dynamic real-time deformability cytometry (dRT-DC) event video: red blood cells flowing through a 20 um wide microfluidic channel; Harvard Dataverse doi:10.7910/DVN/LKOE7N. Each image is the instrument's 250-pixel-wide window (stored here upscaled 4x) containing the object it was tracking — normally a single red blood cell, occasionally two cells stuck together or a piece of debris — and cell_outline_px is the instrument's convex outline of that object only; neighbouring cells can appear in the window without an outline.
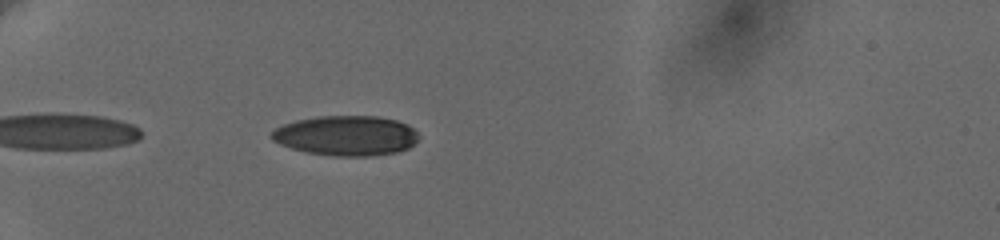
{"species": "human", "species_latin": "Homo sapiens", "temperature_condition": "cold", "stored_images_in_passage": 43, "camera_frame_rate_fps": 3000, "um_per_image_px": 0.085, "donor": {"sex": "female"}, "frame": {"image": 1, "passage_image": 4, "time_ms": 1.0, "image_size_px": [1000, 240], "cell_outline_px": [[420, 136], [408, 148], [396, 152], [372, 156], [336, 156], [308, 152], [292, 148], [280, 144], [272, 140], [268, 136], [276, 128], [284, 124], [296, 120], [316, 116], [376, 116], [396, 120], [408, 124]], "centroid_in_image_um": [29.41, 11.52], "position_along_channel_um": 55.6, "area_um2": 34.22}}
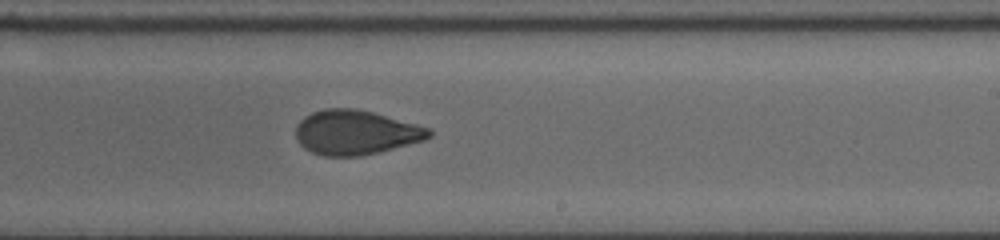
{"frame": {"image": 2, "passage_image": 23, "time_ms": 7.333, "image_size_px": [1000, 240], "cell_outline_px": [[432, 136], [424, 140], [360, 156], [324, 156], [312, 152], [304, 148], [300, 144], [296, 136], [296, 124], [304, 116], [312, 112], [324, 108], [356, 108], [372, 112], [416, 124], [428, 128], [432, 132]], "centroid_in_image_um": [30.19, 11.25], "position_along_channel_um": 258.8, "area_um2": 34.33}}
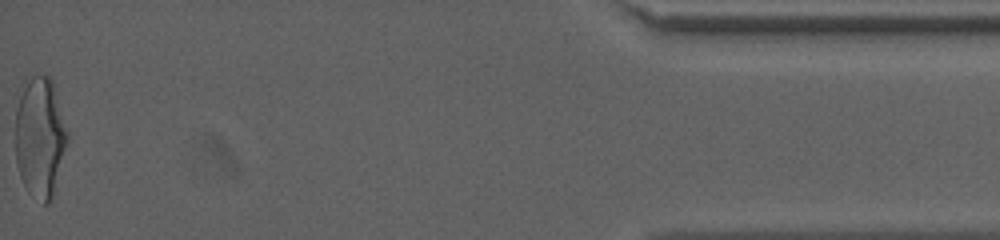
{"frame": {"image": 3, "passage_image": 43, "time_ms": 14.0, "image_size_px": [1000, 240], "cell_outline_px": [[68, 140], [52, 196], [48, 204], [44, 204], [24, 184], [20, 176], [16, 164], [16, 108], [24, 76], [48, 76], [52, 80], [68, 132]], "centroid_in_image_um": [3.38, 11.58], "position_along_channel_um": 431.8, "area_um2": 36.24}, "authors_computed_cell_mechanics": {"area_um2": 34.7378, "velocity_mm_per_s": 3.6466, "shape_relaxation_time_tau1_ms": 6.3299, "shape_relaxation_time_tau2_ms": 1.6523, "deformation_change_tau1": 0.1968, "deformation_change_tau2": 0.0711}}